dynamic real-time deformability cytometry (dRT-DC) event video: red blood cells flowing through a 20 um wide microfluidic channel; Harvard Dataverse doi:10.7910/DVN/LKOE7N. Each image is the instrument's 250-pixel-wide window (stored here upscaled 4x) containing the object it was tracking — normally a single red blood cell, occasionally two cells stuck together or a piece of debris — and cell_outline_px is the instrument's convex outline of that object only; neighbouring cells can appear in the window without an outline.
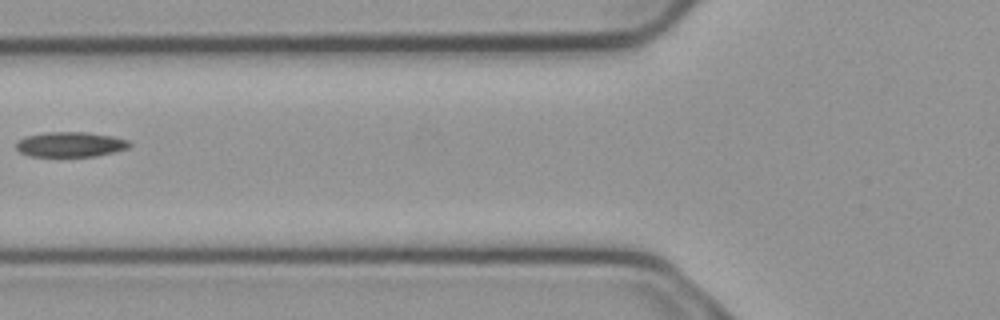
{"species": "common noctule bat (a hibernating species)", "species_latin": "Nyctalus noctula", "temperature_condition": "cold", "stored_images_in_passage": 6, "camera_frame_rate_fps": 3000, "um_per_image_px": 0.085, "animal": {"sex": "male", "body_mass_g": 23.1, "forearm_length_mm": 52.7}, "frame": {"image": 1, "passage_image": 6, "time_ms": 1.667, "image_size_px": [1000, 320], "cell_outline_px": [[132, 144], [128, 148], [96, 156], [28, 156], [20, 152], [16, 148], [16, 144], [20, 140], [28, 136], [48, 132], [88, 132], [112, 136], [128, 140]], "centroid_in_image_um": [6.01, 12.27], "position_along_channel_um": 119.8, "area_um2": 16.36}}